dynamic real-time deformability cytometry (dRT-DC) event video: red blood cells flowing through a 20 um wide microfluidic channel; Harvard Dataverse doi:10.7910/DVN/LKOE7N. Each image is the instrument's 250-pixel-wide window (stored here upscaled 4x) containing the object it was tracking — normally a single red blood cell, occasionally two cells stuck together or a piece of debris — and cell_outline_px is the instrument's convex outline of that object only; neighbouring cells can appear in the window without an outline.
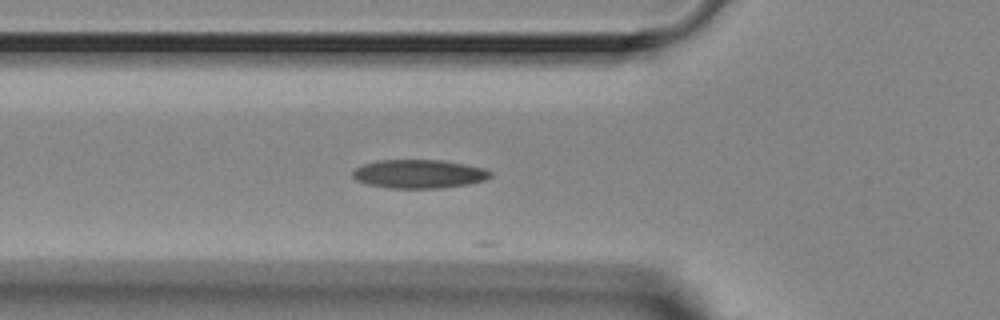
{"species": "Egyptian fruit bat (a non-hibernating species)", "species_latin": "Rousettus aegyptiacus", "temperature_condition": "room temperature", "stored_images_in_passage": 4, "camera_frame_rate_fps": 3000, "um_per_image_px": 0.085, "animal": {"sex": "female"}, "frame": {"image": 1, "passage_image": 4, "time_ms": 3.333, "image_size_px": [1000, 320], "cell_outline_px": [[492, 176], [484, 180], [468, 184], [440, 188], [388, 188], [368, 184], [356, 180], [352, 176], [352, 172], [356, 168], [364, 164], [376, 160], [444, 160], [484, 168], [492, 172]], "centroid_in_image_um": [35.61, 14.78], "position_along_channel_um": 90.2, "area_um2": 23.0}}